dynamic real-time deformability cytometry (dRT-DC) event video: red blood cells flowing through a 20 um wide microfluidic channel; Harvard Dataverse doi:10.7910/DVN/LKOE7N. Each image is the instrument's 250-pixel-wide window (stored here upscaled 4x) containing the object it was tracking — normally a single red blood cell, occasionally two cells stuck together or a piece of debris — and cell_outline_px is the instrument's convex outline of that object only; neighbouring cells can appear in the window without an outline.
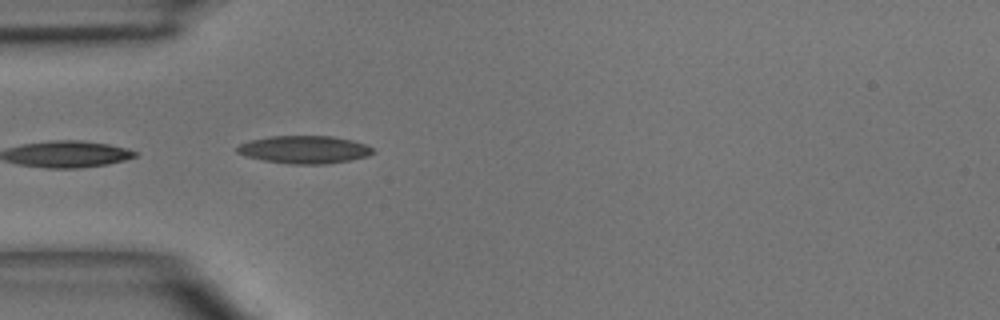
{"species": "common noctule bat (a hibernating species)", "species_latin": "Nyctalus noctula", "temperature_condition": "room temperature", "stored_images_in_passage": 4, "camera_frame_rate_fps": 3000, "um_per_image_px": 0.085, "animal": {"sex": "male", "body_mass_g": 15.6}, "frame": {"image": 1, "passage_image": 4, "time_ms": 4.333, "image_size_px": [1000, 320], "cell_outline_px": [[376, 152], [368, 156], [348, 160], [324, 164], [292, 164], [264, 160], [248, 156], [236, 152], [236, 148], [240, 144], [248, 140], [268, 136], [332, 136], [352, 140], [364, 144], [372, 148]], "centroid_in_image_um": [25.86, 12.7], "position_along_channel_um": 59.1, "area_um2": 21.85}}